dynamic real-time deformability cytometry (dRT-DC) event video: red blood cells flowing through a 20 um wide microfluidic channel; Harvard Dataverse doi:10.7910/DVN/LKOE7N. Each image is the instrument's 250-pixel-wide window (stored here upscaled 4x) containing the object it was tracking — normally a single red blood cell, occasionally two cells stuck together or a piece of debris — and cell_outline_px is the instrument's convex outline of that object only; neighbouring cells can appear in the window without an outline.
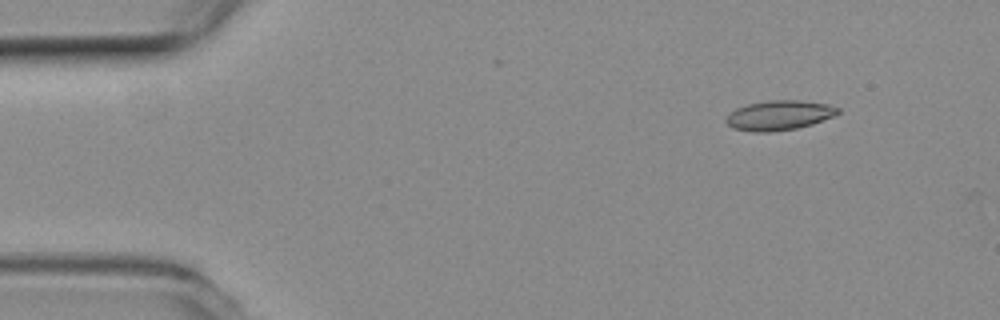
{"species": "common noctule bat (a hibernating species)", "species_latin": "Nyctalus noctula", "temperature_condition": "room temperature", "stored_images_in_passage": 6, "camera_frame_rate_fps": 3000, "um_per_image_px": 0.085, "animal": {"sex": "female", "body_mass_g": 19.3, "forearm_length_mm": 54.1}, "frame": {"image": 1, "passage_image": 1, "time_ms": 0.0, "image_size_px": [1000, 320], "cell_outline_px": [[840, 112], [832, 116], [812, 124], [796, 128], [772, 132], [752, 132], [732, 128], [724, 120], [736, 108], [748, 104], [768, 100], [796, 100], [828, 104], [840, 108]], "centroid_in_image_um": [66.21, 9.8], "position_along_channel_um": 18.8, "area_um2": 19.25}}